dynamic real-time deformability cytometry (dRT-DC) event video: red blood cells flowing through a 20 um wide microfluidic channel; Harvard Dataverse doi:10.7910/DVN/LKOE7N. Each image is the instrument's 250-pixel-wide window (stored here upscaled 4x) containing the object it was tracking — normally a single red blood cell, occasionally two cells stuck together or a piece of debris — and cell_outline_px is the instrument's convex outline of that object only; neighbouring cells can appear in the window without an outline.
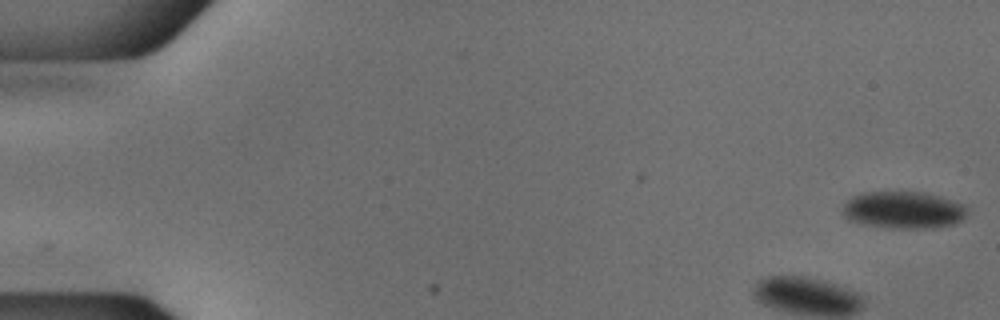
{"species": "common noctule bat (a hibernating species)", "species_latin": "Nyctalus noctula", "temperature_condition": "cold", "stored_images_in_passage": 52, "camera_frame_rate_fps": 3000, "um_per_image_px": 0.085, "animal": {"sex": "male", "body_mass_g": 18.8}, "frame": {"image": 1, "passage_image": 1, "time_ms": 0.0, "image_size_px": [1000, 320], "cell_outline_px": [[968, 212], [960, 220], [952, 224], [932, 228], [888, 228], [864, 224], [848, 220], [844, 216], [844, 204], [852, 196], [860, 192], [924, 192], [940, 196], [968, 204]], "centroid_in_image_um": [76.82, 17.84], "position_along_channel_um": 8.2, "area_um2": 27.17}}
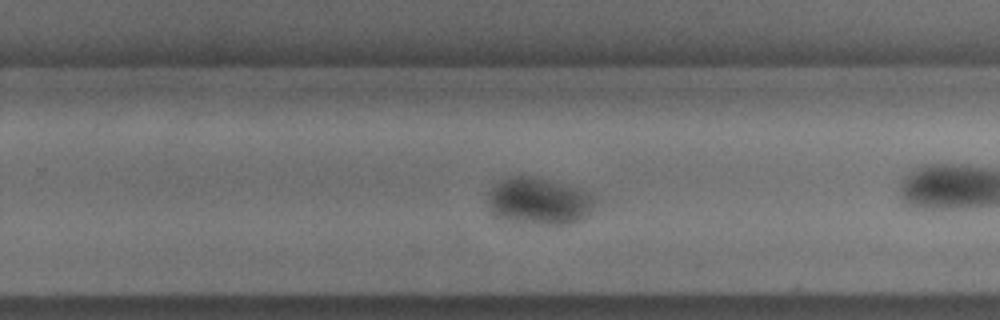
{"frame": {"image": 2, "passage_image": 32, "time_ms": 10.333, "image_size_px": [1000, 320], "cell_outline_px": [[600, 200], [588, 216], [580, 220], [568, 224], [536, 224], [508, 220], [496, 216], [488, 208], [488, 192], [500, 180], [508, 176], [532, 176], [580, 188], [596, 196]], "centroid_in_image_um": [45.87, 17.09], "position_along_channel_um": 283.9, "area_um2": 29.77}}
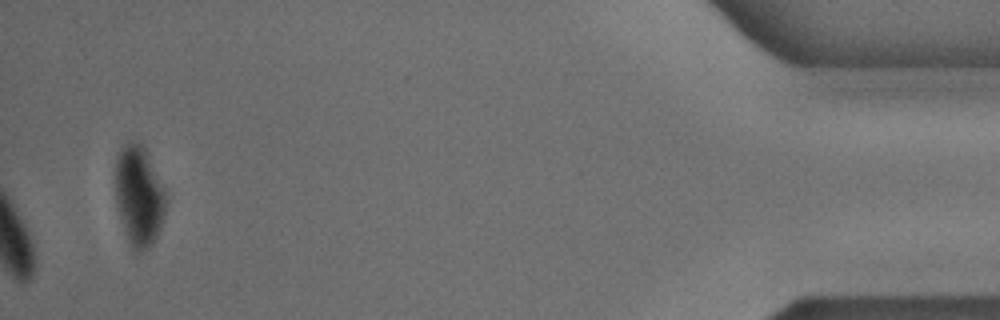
{"frame": {"image": 3, "passage_image": 52, "time_ms": 17.0, "image_size_px": [1000, 320], "cell_outline_px": [[168, 196], [160, 228], [152, 244], [144, 252], [136, 252], [132, 248], [128, 240], [116, 204], [116, 156], [120, 148], [132, 140], [144, 144], [168, 192]], "centroid_in_image_um": [11.85, 16.6], "position_along_channel_um": 423.4, "area_um2": 30.0}}